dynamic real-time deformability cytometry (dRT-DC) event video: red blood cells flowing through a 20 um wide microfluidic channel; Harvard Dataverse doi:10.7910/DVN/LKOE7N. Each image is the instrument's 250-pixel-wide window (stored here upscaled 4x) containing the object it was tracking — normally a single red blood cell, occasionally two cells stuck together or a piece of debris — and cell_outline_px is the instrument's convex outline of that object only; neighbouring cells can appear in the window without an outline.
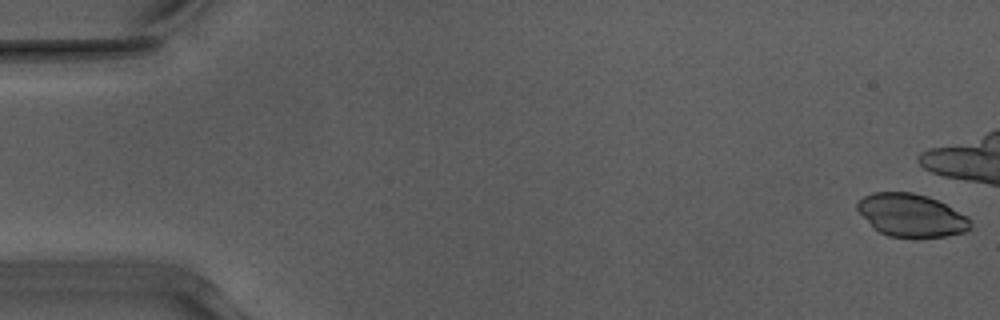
{"species": "Egyptian fruit bat (a non-hibernating species)", "species_latin": "Rousettus aegyptiacus", "temperature_condition": "warm", "stored_images_in_passage": 10, "camera_frame_rate_fps": 3000, "um_per_image_px": 0.085, "animal": {"sex": "male"}, "frame": {"image": 1, "passage_image": 1, "time_ms": 0.0, "image_size_px": [1000, 320], "cell_outline_px": [[972, 228], [964, 232], [944, 236], [916, 240], [888, 236], [880, 232], [856, 208], [856, 204], [864, 196], [872, 192], [912, 192], [928, 196], [968, 216], [972, 220]], "centroid_in_image_um": [77.51, 18.33], "position_along_channel_um": 7.5, "area_um2": 28.55}}